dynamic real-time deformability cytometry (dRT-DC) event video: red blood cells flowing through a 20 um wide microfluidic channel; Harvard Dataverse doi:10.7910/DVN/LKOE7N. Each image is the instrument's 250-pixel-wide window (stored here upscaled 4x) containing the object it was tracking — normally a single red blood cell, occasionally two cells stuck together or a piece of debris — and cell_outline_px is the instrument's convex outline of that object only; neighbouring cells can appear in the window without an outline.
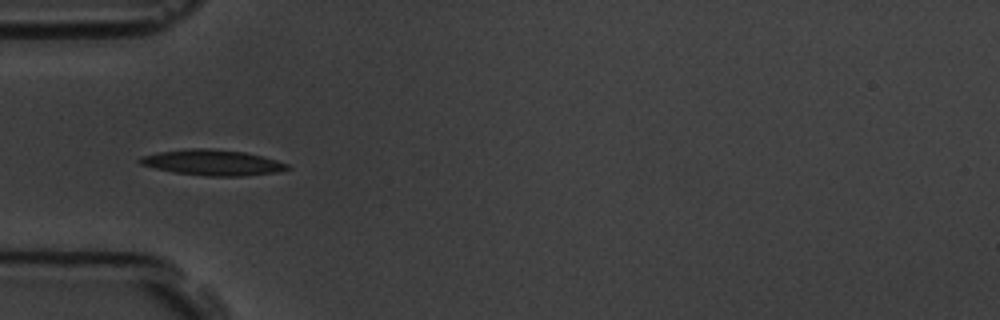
{"species": "common noctule bat (a hibernating species)", "species_latin": "Nyctalus noctula", "temperature_condition": "room temperature", "stored_images_in_passage": 3, "camera_frame_rate_fps": 3000, "um_per_image_px": 0.085, "animal": {"sex": "male", "body_mass_g": 19.5, "forearm_length_mm": 54.6}, "frame": {"image": 1, "passage_image": 3, "time_ms": 2.333, "image_size_px": [1000, 320], "cell_outline_px": [[292, 168], [276, 172], [244, 176], [208, 176], [172, 172], [140, 164], [136, 160], [140, 156], [160, 152], [192, 148], [212, 148], [244, 152], [276, 160], [288, 164]], "centroid_in_image_um": [18.05, 13.82], "position_along_channel_um": 67.0, "area_um2": 21.96}}